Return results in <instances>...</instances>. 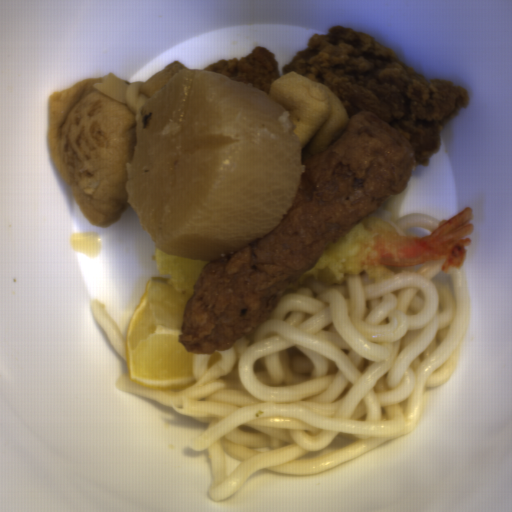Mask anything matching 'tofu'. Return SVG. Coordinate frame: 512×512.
Instances as JSON below:
<instances>
[{"label":"tofu","mask_w":512,"mask_h":512,"mask_svg":"<svg viewBox=\"0 0 512 512\" xmlns=\"http://www.w3.org/2000/svg\"><path fill=\"white\" fill-rule=\"evenodd\" d=\"M269 96L291 114L301 163L330 148L350 124L348 111L334 92L294 71L275 80Z\"/></svg>","instance_id":"1"}]
</instances>
